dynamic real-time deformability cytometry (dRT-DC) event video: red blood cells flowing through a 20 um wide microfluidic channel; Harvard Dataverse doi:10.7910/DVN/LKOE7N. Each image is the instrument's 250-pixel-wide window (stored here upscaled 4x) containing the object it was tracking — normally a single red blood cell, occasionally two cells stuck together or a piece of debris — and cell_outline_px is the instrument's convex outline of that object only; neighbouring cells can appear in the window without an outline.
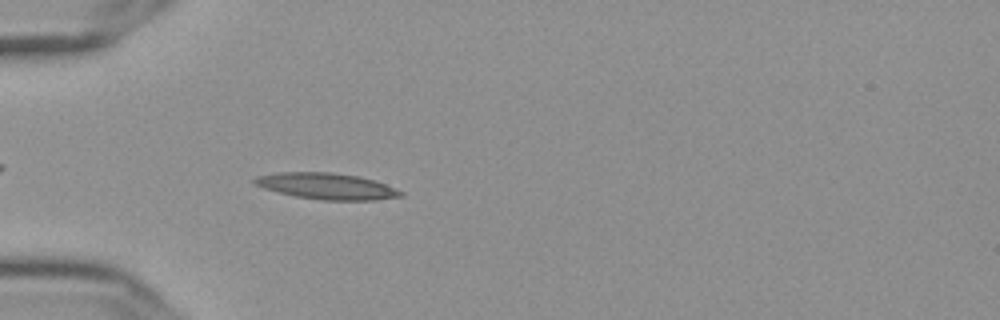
{"species": "Egyptian fruit bat (a non-hibernating species)", "species_latin": "Rousettus aegyptiacus", "temperature_condition": "cold", "stored_images_in_passage": 56, "camera_frame_rate_fps": 3000, "um_per_image_px": 0.085, "frame": {"image": 1, "passage_image": 17, "time_ms": 5.333, "image_size_px": [1000, 320], "cell_outline_px": [[404, 196], [376, 200], [320, 200], [296, 196], [264, 188], [256, 184], [252, 180], [256, 176], [276, 172], [328, 172], [360, 176], [384, 184], [404, 192]], "centroid_in_image_um": [27.77, 15.82], "position_along_channel_um": 57.2, "area_um2": 22.2}}
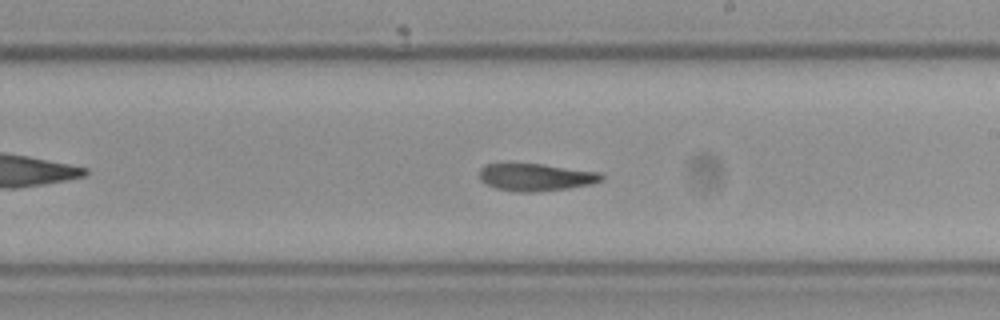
{"frame": {"image": 2, "passage_image": 33, "time_ms": 10.667, "image_size_px": [1000, 320], "cell_outline_px": [[604, 176], [600, 180], [588, 184], [568, 188], [536, 192], [516, 192], [496, 188], [480, 180], [480, 168], [484, 164], [540, 164], [600, 172]], "centroid_in_image_um": [45.51, 15.06], "position_along_channel_um": 243.5, "area_um2": 19.19}}
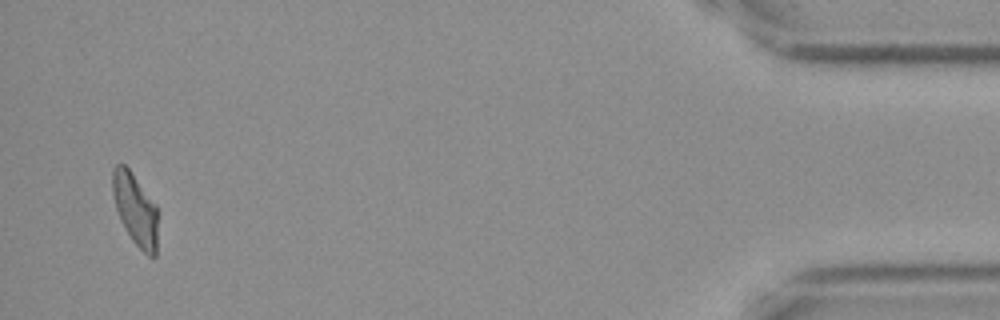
{"frame": {"image": 3, "passage_image": 54, "time_ms": 17.667, "image_size_px": [1000, 320], "cell_outline_px": [[156, 256], [152, 260], [132, 240], [120, 220], [116, 208], [112, 192], [112, 168], [116, 164], [124, 164], [128, 168], [156, 204]], "centroid_in_image_um": [11.48, 17.79], "position_along_channel_um": 423.7, "area_um2": 18.79}}